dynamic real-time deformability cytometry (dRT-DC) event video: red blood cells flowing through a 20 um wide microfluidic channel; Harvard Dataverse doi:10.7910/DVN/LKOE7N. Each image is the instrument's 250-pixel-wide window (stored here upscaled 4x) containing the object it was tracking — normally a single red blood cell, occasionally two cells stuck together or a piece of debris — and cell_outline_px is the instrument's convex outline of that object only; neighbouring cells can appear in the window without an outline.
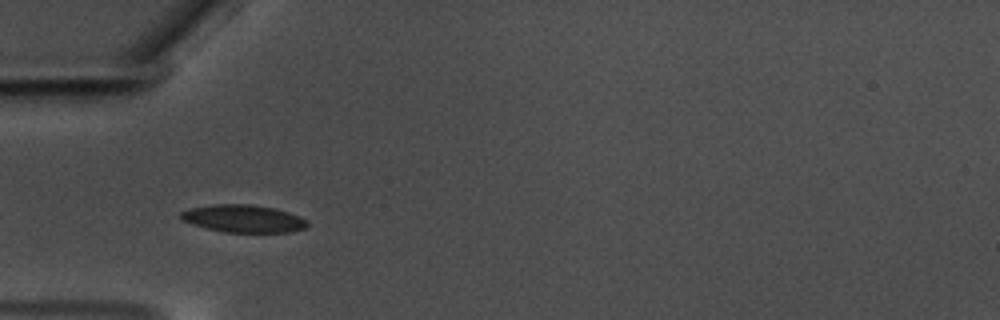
{"species": "common noctule bat (a hibernating species)", "species_latin": "Nyctalus noctula", "temperature_condition": "warm", "stored_images_in_passage": 27, "camera_frame_rate_fps": 3000, "um_per_image_px": 0.085, "animal": {"sex": "male", "body_mass_g": 17.5, "forearm_length_mm": 52.3}, "frame": {"image": 1, "passage_image": 3, "time_ms": 0.667, "image_size_px": [1000, 320], "cell_outline_px": [[308, 228], [288, 232], [224, 232], [192, 224], [180, 220], [180, 212], [188, 208], [212, 204], [248, 204], [276, 208], [300, 216], [308, 220]], "centroid_in_image_um": [20.69, 18.57], "position_along_channel_um": 64.3, "area_um2": 20.52}}
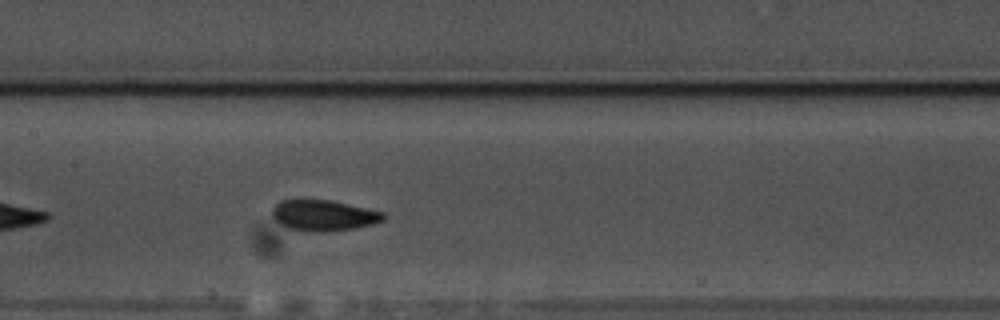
{"frame": {"image": 2, "passage_image": 13, "time_ms": 4.0, "image_size_px": [1000, 320], "cell_outline_px": [[388, 216], [384, 220], [372, 224], [356, 228], [328, 232], [316, 232], [288, 228], [280, 224], [272, 216], [272, 208], [280, 200], [304, 196], [328, 200], [348, 204], [384, 212]], "centroid_in_image_um": [27.47, 18.27], "position_along_channel_um": 179.9, "area_um2": 20.69}}
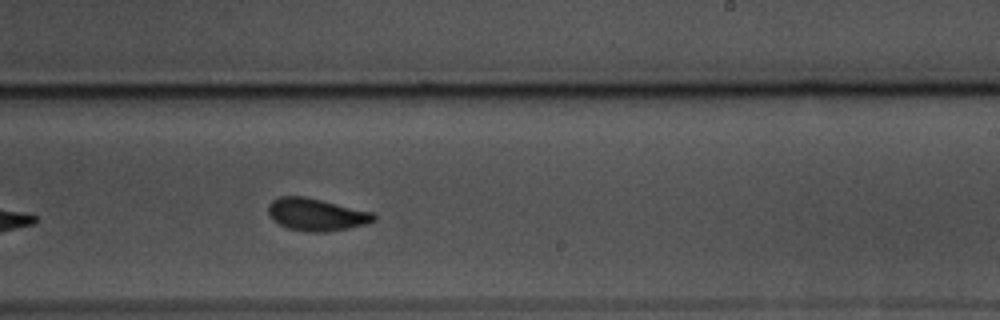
{"frame": {"image": 3, "passage_image": 20, "time_ms": 6.333, "image_size_px": [1000, 320], "cell_outline_px": [[376, 220], [364, 224], [348, 228], [324, 232], [308, 232], [288, 228], [272, 220], [268, 212], [268, 204], [272, 200], [280, 196], [304, 196], [372, 212], [376, 216]], "centroid_in_image_um": [26.85, 18.23], "position_along_channel_um": 262.1, "area_um2": 19.77}}